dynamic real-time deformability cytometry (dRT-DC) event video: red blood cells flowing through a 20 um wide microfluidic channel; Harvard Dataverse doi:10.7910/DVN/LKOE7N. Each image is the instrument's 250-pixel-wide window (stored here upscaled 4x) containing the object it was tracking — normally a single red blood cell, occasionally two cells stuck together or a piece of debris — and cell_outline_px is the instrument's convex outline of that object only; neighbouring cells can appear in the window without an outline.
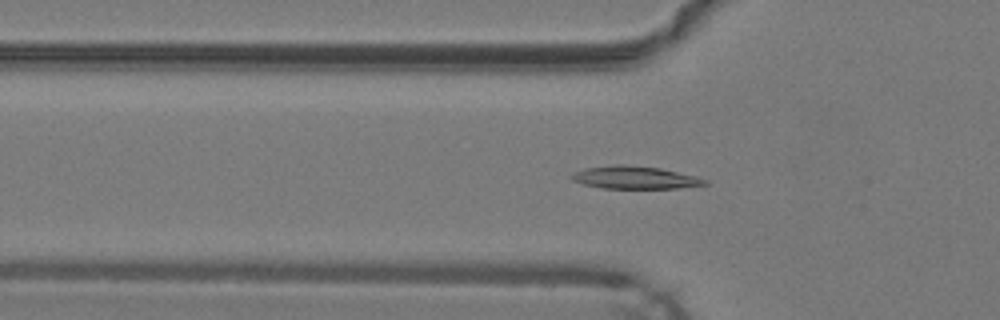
{"species": "common noctule bat (a hibernating species)", "species_latin": "Nyctalus noctula", "temperature_condition": "warm", "stored_images_in_passage": 47, "camera_frame_rate_fps": 3000, "um_per_image_px": 0.085, "animal": {"sex": "male", "body_mass_g": 19.2, "forearm_length_mm": 51.8}, "frame": {"image": 1, "passage_image": 15, "time_ms": 4.667, "image_size_px": [1000, 320], "cell_outline_px": [[708, 184], [680, 188], [600, 188], [584, 184], [572, 180], [568, 176], [584, 168], [616, 164], [624, 164], [660, 168], [696, 176], [708, 180]], "centroid_in_image_um": [53.96, 15.09], "position_along_channel_um": 71.8, "area_um2": 17.63}}
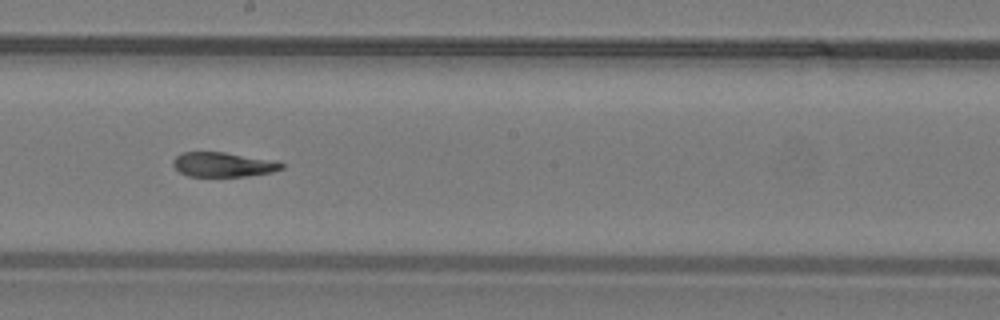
{"frame": {"image": 2, "passage_image": 26, "time_ms": 8.333, "image_size_px": [1000, 320], "cell_outline_px": [[284, 168], [272, 172], [244, 176], [188, 176], [180, 172], [172, 164], [172, 160], [180, 152], [224, 152], [276, 160], [284, 164]], "centroid_in_image_um": [18.97, 13.98], "position_along_channel_um": 229.2, "area_um2": 15.61}}
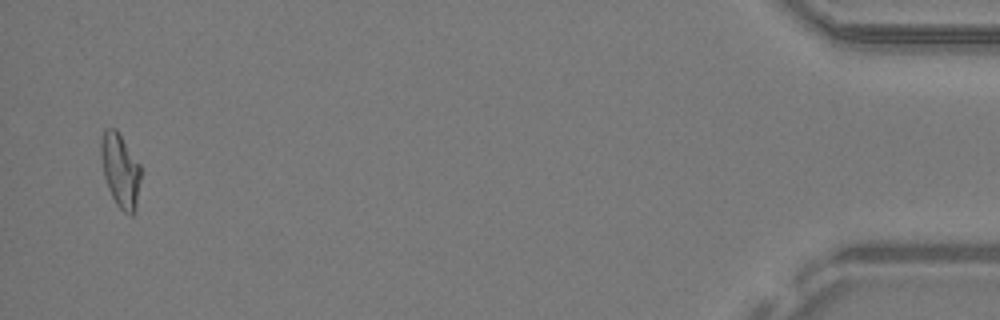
{"frame": {"image": 3, "passage_image": 46, "time_ms": 15.0, "image_size_px": [1000, 320], "cell_outline_px": [[140, 180], [136, 208], [132, 216], [128, 216], [116, 204], [108, 188], [104, 176], [100, 156], [100, 144], [104, 132], [108, 128], [116, 128], [140, 164]], "centroid_in_image_um": [10.23, 14.5], "position_along_channel_um": 425.0, "area_um2": 17.11}, "authors_computed_cell_mechanics": {"area_um2": 16.8198, "velocity_mm_per_s": 4.2648, "shape_relaxation_time_tau1_ms": 7.6896, "shape_relaxation_time_tau2_ms": 3.0301, "deformation_change_tau1": 0.2474, "deformation_change_tau2": 0.1061}}